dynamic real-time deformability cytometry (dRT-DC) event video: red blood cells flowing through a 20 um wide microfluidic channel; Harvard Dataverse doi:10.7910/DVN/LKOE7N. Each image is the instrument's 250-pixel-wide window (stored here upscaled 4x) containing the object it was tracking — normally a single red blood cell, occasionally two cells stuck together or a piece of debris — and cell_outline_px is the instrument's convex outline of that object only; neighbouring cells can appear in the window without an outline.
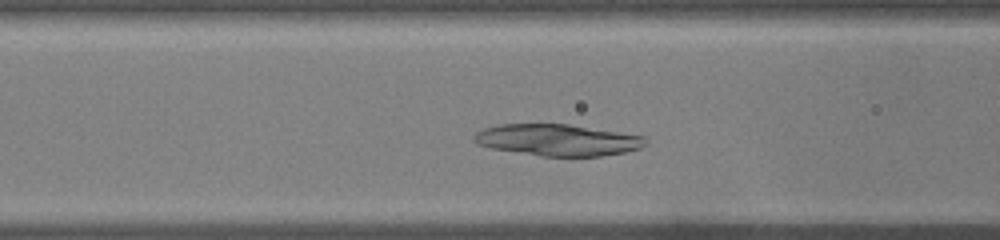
{"species": "common noctule bat (a hibernating species)", "species_latin": "Nyctalus noctula", "temperature_condition": "warm", "stored_images_in_passage": 30, "camera_frame_rate_fps": 3000, "um_per_image_px": 0.085, "animal": {"sex": "male", "body_mass_g": 19.0, "forearm_length_mm": 50.8}, "frame": {"image": 1, "passage_image": 6, "time_ms": 1.667, "image_size_px": [1000, 240], "cell_outline_px": [[648, 144], [640, 148], [628, 152], [600, 156], [540, 156], [492, 148], [476, 144], [472, 140], [472, 136], [476, 132], [484, 128], [500, 124], [568, 124], [644, 136], [648, 140]], "centroid_in_image_um": [47.4, 11.9], "position_along_channel_um": 119.2, "area_um2": 31.67}}
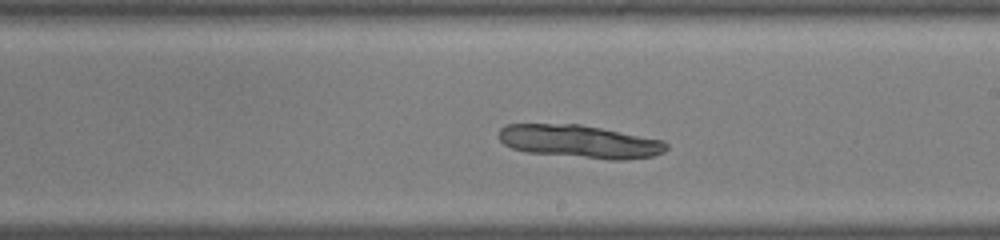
{"frame": {"image": 2, "passage_image": 15, "time_ms": 4.667, "image_size_px": [1000, 240], "cell_outline_px": [[668, 148], [664, 152], [652, 156], [624, 160], [608, 160], [528, 152], [512, 148], [504, 144], [500, 140], [500, 128], [504, 124], [580, 124], [664, 140], [668, 144]], "centroid_in_image_um": [49.3, 12.03], "position_along_channel_um": 239.7, "area_um2": 32.25}}
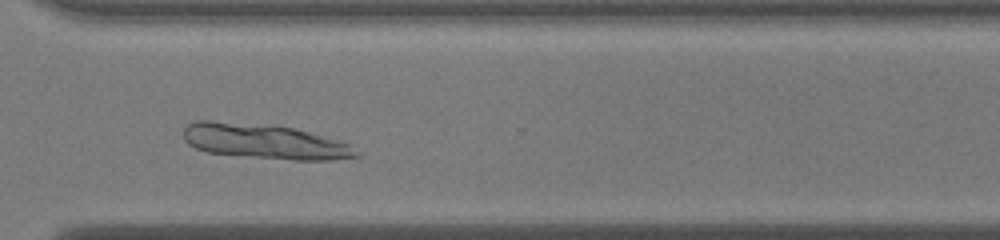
{"frame": {"image": 3, "passage_image": 23, "time_ms": 7.333, "image_size_px": [1000, 240], "cell_outline_px": [[364, 152], [360, 156], [332, 160], [292, 160], [208, 152], [196, 148], [188, 144], [184, 140], [184, 128], [188, 124], [196, 120], [208, 120], [272, 124], [292, 128], [308, 132], [336, 140], [348, 144]], "centroid_in_image_um": [22.5, 12.01], "position_along_channel_um": 348.1, "area_um2": 35.2}}